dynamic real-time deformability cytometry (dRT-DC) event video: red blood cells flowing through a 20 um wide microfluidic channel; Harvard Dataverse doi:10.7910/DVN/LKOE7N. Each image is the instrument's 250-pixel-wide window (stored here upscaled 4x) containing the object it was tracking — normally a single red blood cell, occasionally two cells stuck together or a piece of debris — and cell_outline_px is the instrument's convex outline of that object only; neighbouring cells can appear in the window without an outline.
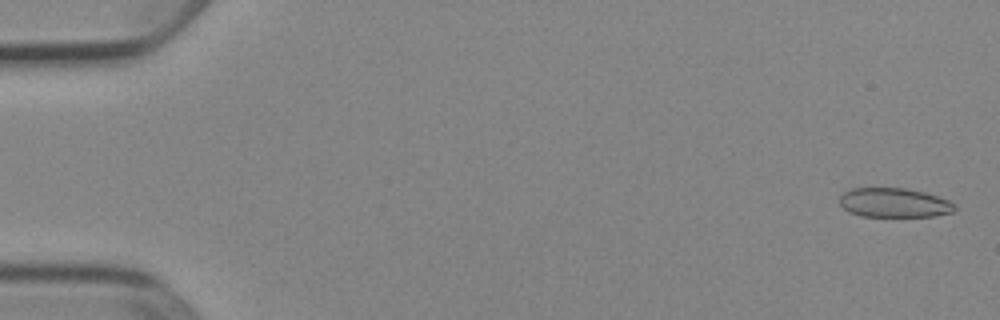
{"species": "Egyptian fruit bat (a non-hibernating species)", "species_latin": "Rousettus aegyptiacus", "temperature_condition": "cold", "stored_images_in_passage": 52, "camera_frame_rate_fps": 3000, "um_per_image_px": 0.085, "animal": {"sex": "female"}, "frame": {"image": 1, "passage_image": 2, "time_ms": 0.333, "image_size_px": [1000, 320], "cell_outline_px": [[956, 208], [952, 212], [936, 216], [860, 216], [848, 212], [840, 204], [840, 196], [844, 192], [852, 188], [904, 188], [924, 192], [948, 200], [956, 204]], "centroid_in_image_um": [76.0, 17.23], "position_along_channel_um": 9.0, "area_um2": 19.65}}
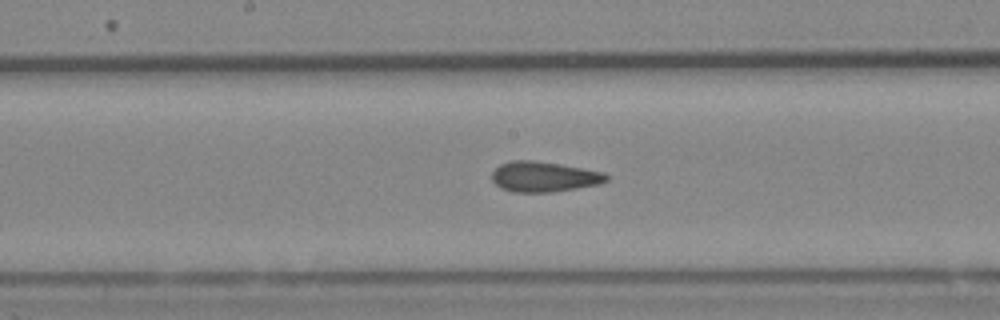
{"frame": {"image": 2, "passage_image": 28, "time_ms": 9.0, "image_size_px": [1000, 320], "cell_outline_px": [[608, 180], [600, 184], [552, 192], [512, 192], [500, 188], [492, 180], [492, 172], [500, 164], [512, 160], [532, 160], [560, 164], [604, 172], [608, 176]], "centroid_in_image_um": [46.22, 15.02], "position_along_channel_um": 202.0, "area_um2": 20.23}}
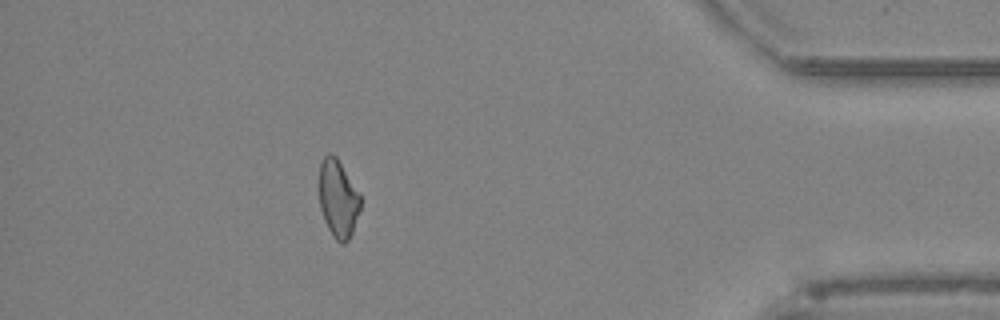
{"frame": {"image": 3, "passage_image": 47, "time_ms": 15.333, "image_size_px": [1000, 320], "cell_outline_px": [[360, 208], [352, 232], [348, 240], [344, 244], [340, 244], [332, 236], [324, 220], [320, 208], [320, 164], [324, 156], [328, 152], [332, 152], [336, 156], [360, 196]], "centroid_in_image_um": [28.72, 16.9], "position_along_channel_um": 406.5, "area_um2": 18.38}, "authors_computed_cell_mechanics": {"area_um2": 19.9988, "velocity_mm_per_s": 3.9285, "shape_relaxation_time_tau1_ms": null, "shape_relaxation_time_tau2_ms": 2.5744, "deformation_change_tau1": null, "deformation_change_tau2": 0.0827}}